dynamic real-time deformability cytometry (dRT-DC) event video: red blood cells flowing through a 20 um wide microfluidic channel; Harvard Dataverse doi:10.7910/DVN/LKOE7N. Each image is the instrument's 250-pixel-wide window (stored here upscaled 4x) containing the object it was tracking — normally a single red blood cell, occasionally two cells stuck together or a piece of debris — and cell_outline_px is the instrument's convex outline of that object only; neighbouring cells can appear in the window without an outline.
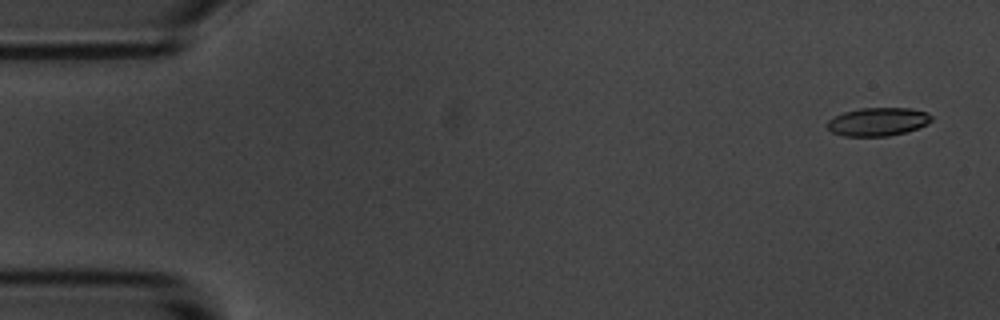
{"species": "common noctule bat (a hibernating species)", "species_latin": "Nyctalus noctula", "temperature_condition": "room temperature", "stored_images_in_passage": 5, "camera_frame_rate_fps": 3000, "um_per_image_px": 0.085, "animal": {"sex": "male", "body_mass_g": 20.1, "forearm_length_mm": 53.5}, "frame": {"image": 1, "passage_image": 1, "time_ms": 0.0, "image_size_px": [1000, 320], "cell_outline_px": [[932, 120], [928, 124], [904, 132], [888, 136], [844, 136], [832, 132], [828, 128], [828, 120], [844, 112], [860, 108], [912, 108], [928, 112], [932, 116]], "centroid_in_image_um": [74.65, 10.34], "position_along_channel_um": 10.4, "area_um2": 17.11}}
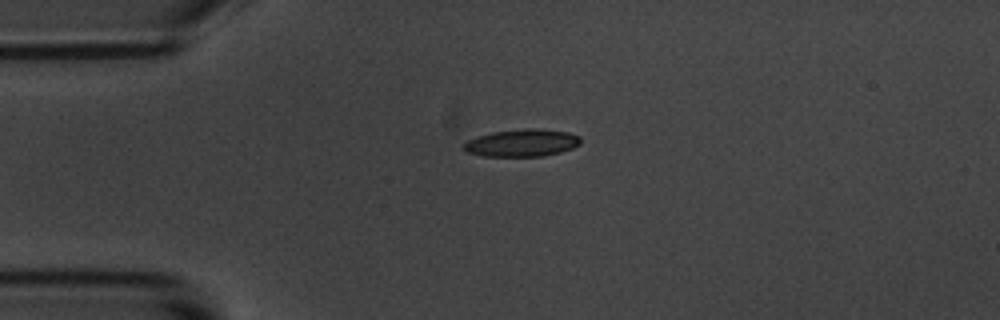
{"frame": {"image": 2, "passage_image": 4, "time_ms": 3.667, "image_size_px": [1000, 320], "cell_outline_px": [[580, 144], [572, 148], [560, 152], [544, 156], [484, 156], [468, 152], [460, 148], [460, 144], [476, 136], [492, 132], [524, 128], [540, 128], [568, 132], [580, 136]], "centroid_in_image_um": [44.33, 12.14], "position_along_channel_um": 40.7, "area_um2": 18.9}}